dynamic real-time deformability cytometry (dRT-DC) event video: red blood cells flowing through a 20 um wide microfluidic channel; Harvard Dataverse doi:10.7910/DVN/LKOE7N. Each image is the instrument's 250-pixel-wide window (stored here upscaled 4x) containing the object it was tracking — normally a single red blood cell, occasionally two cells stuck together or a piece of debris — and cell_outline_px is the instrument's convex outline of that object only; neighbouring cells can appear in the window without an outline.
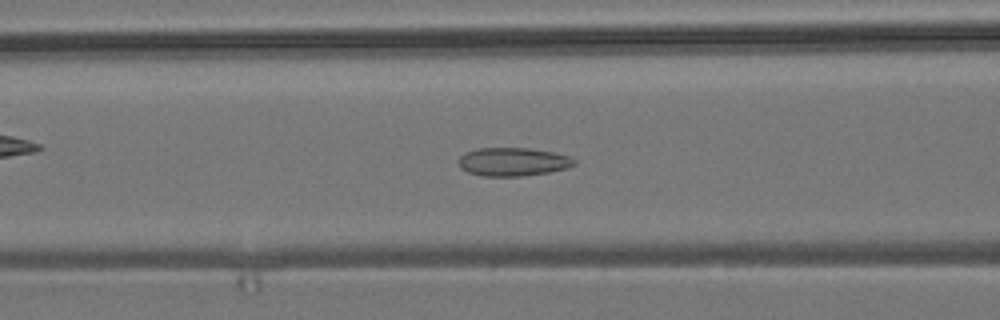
{"species": "common noctule bat (a hibernating species)", "species_latin": "Nyctalus noctula", "temperature_condition": "room temperature", "stored_images_in_passage": 53, "camera_frame_rate_fps": 3000, "um_per_image_px": 0.085, "animal": {"sex": "male", "body_mass_g": 19.2, "forearm_length_mm": 51.8}, "frame": {"image": 1, "passage_image": 21, "time_ms": 6.667, "image_size_px": [1000, 320], "cell_outline_px": [[576, 164], [568, 168], [548, 172], [520, 176], [484, 176], [468, 172], [460, 168], [460, 156], [464, 152], [476, 148], [528, 148], [552, 152], [568, 156], [576, 160]], "centroid_in_image_um": [43.59, 13.75], "position_along_channel_um": 123.0, "area_um2": 19.07}}
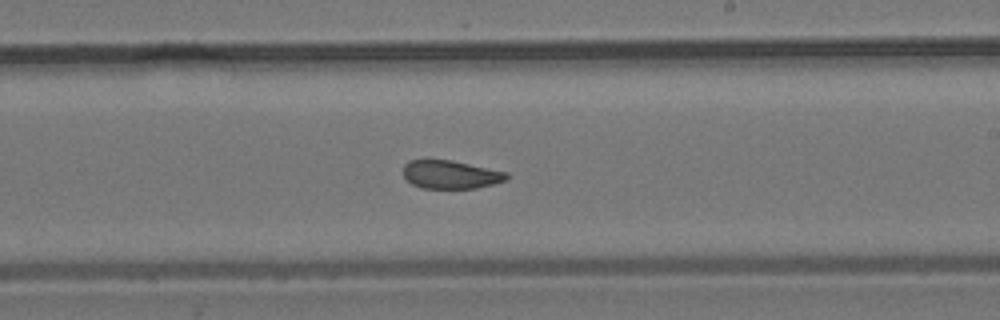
{"frame": {"image": 2, "passage_image": 31, "time_ms": 10.0, "image_size_px": [1000, 320], "cell_outline_px": [[508, 180], [476, 188], [420, 188], [412, 184], [404, 176], [404, 164], [408, 160], [428, 156], [452, 160], [508, 172]], "centroid_in_image_um": [38.25, 14.78], "position_along_channel_um": 250.7, "area_um2": 17.69}}
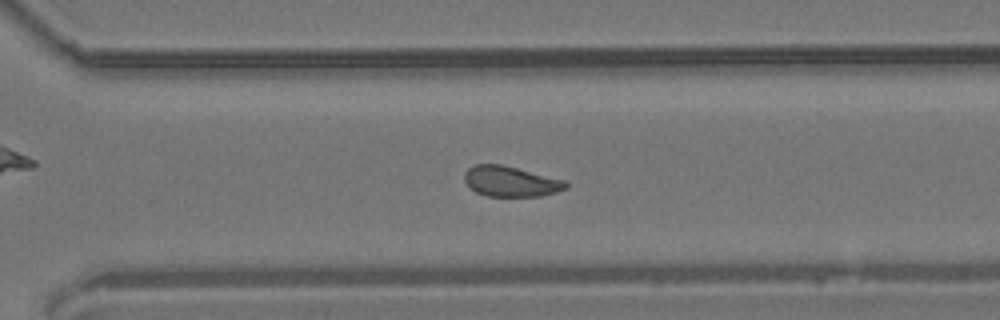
{"frame": {"image": 3, "passage_image": 37, "time_ms": 12.0, "image_size_px": [1000, 320], "cell_outline_px": [[568, 188], [556, 192], [540, 196], [488, 196], [476, 192], [464, 180], [464, 172], [468, 168], [476, 164], [500, 164], [564, 180], [568, 184]], "centroid_in_image_um": [43.4, 15.42], "position_along_channel_um": 327.2, "area_um2": 17.74}, "authors_computed_cell_mechanics": {"area_um2": 18.5538, "velocity_mm_per_s": 3.8373, "shape_relaxation_time_tau1_ms": null, "shape_relaxation_time_tau2_ms": 1.38, "deformation_change_tau1": null, "deformation_change_tau2": 0.0627}}